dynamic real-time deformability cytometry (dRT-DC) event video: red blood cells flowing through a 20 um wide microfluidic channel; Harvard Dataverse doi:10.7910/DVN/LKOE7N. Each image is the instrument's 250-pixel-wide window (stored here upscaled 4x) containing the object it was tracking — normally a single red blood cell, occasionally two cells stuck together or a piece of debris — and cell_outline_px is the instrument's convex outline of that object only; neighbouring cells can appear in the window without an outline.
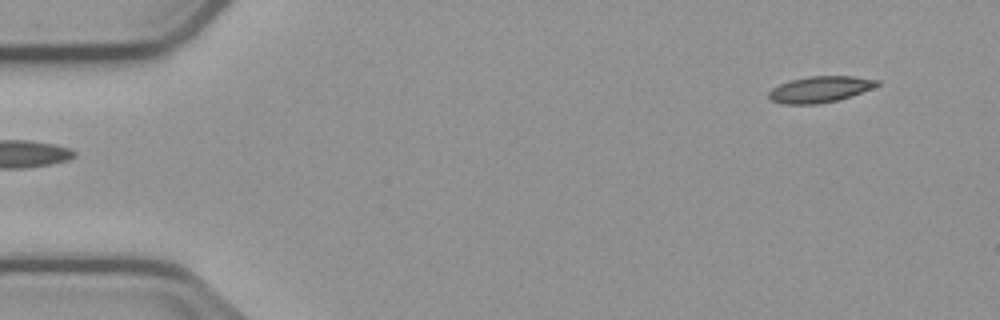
{"species": "common noctule bat (a hibernating species)", "species_latin": "Nyctalus noctula", "temperature_condition": "cold", "stored_images_in_passage": 6, "segment_of_instrument_passage": [2, 2], "camera_frame_rate_fps": 3000, "um_per_image_px": 0.085, "animal": {"sex": "male", "body_mass_g": 23.1, "forearm_length_mm": 52.7}, "frame": {"image": 1, "passage_image": 6, "time_ms": 5.667, "image_size_px": [1000, 320], "cell_outline_px": [[880, 84], [872, 88], [836, 100], [816, 104], [784, 104], [772, 100], [768, 96], [768, 92], [772, 88], [780, 84], [792, 80], [808, 76], [856, 76], [880, 80]], "centroid_in_image_um": [69.7, 7.58], "position_along_channel_um": 15.3, "area_um2": 16.3}}